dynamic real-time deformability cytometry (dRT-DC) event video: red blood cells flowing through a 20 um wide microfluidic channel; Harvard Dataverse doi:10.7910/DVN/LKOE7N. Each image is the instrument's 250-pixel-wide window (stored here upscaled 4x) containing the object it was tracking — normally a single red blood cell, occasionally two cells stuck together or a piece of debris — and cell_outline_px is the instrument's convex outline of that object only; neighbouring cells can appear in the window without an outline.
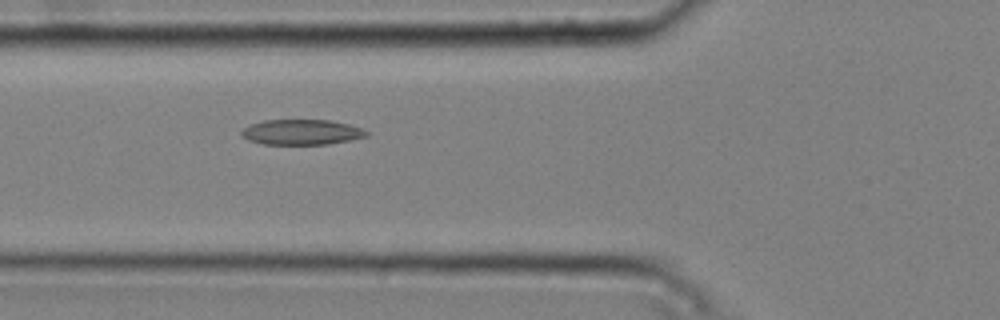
{"species": "common noctule bat (a hibernating species)", "species_latin": "Nyctalus noctula", "temperature_condition": "cold", "stored_images_in_passage": 5, "camera_frame_rate_fps": 3000, "um_per_image_px": 0.085, "animal": {"sex": "male", "body_mass_g": 20.4}, "frame": {"image": 1, "passage_image": 5, "time_ms": 1.333, "image_size_px": [1000, 320], "cell_outline_px": [[368, 136], [328, 144], [264, 144], [248, 140], [240, 136], [240, 132], [244, 128], [252, 124], [264, 120], [328, 120], [348, 124], [360, 128], [368, 132]], "centroid_in_image_um": [25.6, 11.23], "position_along_channel_um": 100.2, "area_um2": 18.26}}